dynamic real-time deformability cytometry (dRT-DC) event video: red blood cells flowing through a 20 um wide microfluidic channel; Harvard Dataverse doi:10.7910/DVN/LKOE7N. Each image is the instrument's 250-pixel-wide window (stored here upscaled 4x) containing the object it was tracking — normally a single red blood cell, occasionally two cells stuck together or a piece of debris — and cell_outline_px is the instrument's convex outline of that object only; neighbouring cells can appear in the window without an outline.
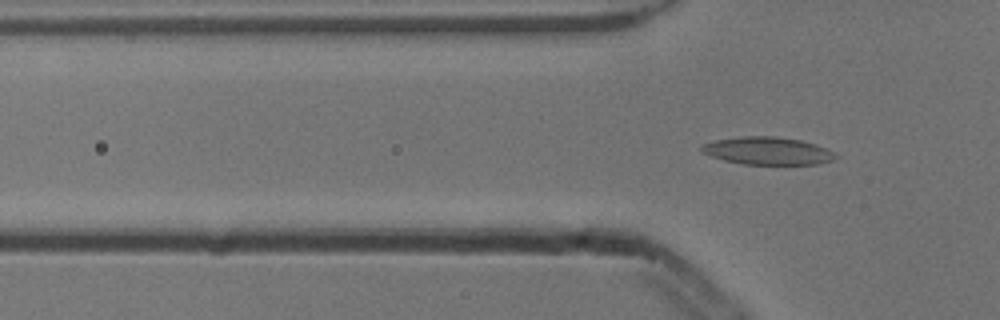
{"species": "common noctule bat (a hibernating species)", "species_latin": "Nyctalus noctula", "temperature_condition": "cold", "stored_images_in_passage": 3, "camera_frame_rate_fps": 3000, "um_per_image_px": 0.085, "animal": {"sex": "male", "body_mass_g": 13.3}, "frame": {"image": 1, "passage_image": 3, "time_ms": 0.667, "image_size_px": [1000, 320], "cell_outline_px": [[840, 156], [832, 160], [816, 164], [744, 164], [724, 160], [700, 152], [700, 148], [704, 144], [716, 140], [740, 136], [776, 136], [800, 140], [816, 144], [836, 152]], "centroid_in_image_um": [65.28, 12.82], "position_along_channel_um": 60.5, "area_um2": 21.62}}